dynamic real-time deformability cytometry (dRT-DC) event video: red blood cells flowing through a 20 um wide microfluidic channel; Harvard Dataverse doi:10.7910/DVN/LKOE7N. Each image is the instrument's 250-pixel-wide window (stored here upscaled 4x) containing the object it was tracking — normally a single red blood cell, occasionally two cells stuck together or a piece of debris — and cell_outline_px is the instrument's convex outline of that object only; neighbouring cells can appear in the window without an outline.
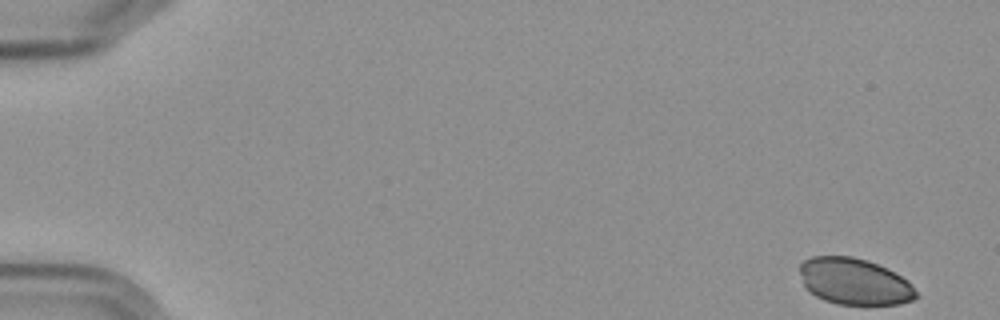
{"species": "Egyptian fruit bat (a non-hibernating species)", "species_latin": "Rousettus aegyptiacus", "temperature_condition": "cold", "stored_images_in_passage": 6, "camera_frame_rate_fps": 3000, "um_per_image_px": 0.085, "frame": {"image": 1, "passage_image": 1, "time_ms": 0.0, "image_size_px": [1000, 320], "cell_outline_px": [[916, 296], [912, 300], [900, 304], [836, 304], [824, 300], [816, 296], [804, 284], [800, 272], [800, 264], [804, 260], [812, 256], [852, 256], [868, 260], [888, 268], [908, 280], [916, 292]], "centroid_in_image_um": [72.63, 23.91], "position_along_channel_um": 12.4, "area_um2": 31.39}}